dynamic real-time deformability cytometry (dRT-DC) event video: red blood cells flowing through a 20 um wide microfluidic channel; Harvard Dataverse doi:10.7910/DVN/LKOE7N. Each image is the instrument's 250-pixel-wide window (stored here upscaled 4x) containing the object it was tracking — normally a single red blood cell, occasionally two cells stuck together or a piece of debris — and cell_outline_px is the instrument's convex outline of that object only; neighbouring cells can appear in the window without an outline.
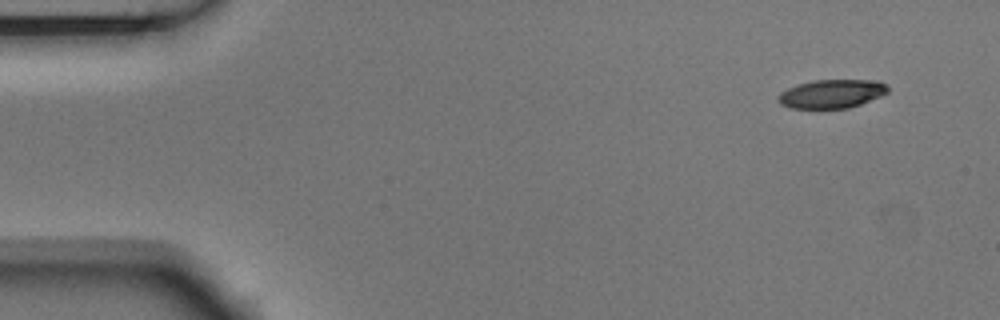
{"species": "Egyptian fruit bat (a non-hibernating species)", "species_latin": "Rousettus aegyptiacus", "temperature_condition": "room temperature", "stored_images_in_passage": 5, "camera_frame_rate_fps": 3000, "um_per_image_px": 0.085, "animal": {"sex": "male"}, "frame": {"image": 1, "passage_image": 1, "time_ms": 0.0, "image_size_px": [1000, 320], "cell_outline_px": [[888, 92], [880, 96], [860, 104], [848, 108], [788, 108], [780, 104], [776, 100], [776, 96], [780, 92], [788, 88], [812, 80], [880, 80], [888, 84]], "centroid_in_image_um": [70.68, 7.97], "position_along_channel_um": 14.3, "area_um2": 18.44}}
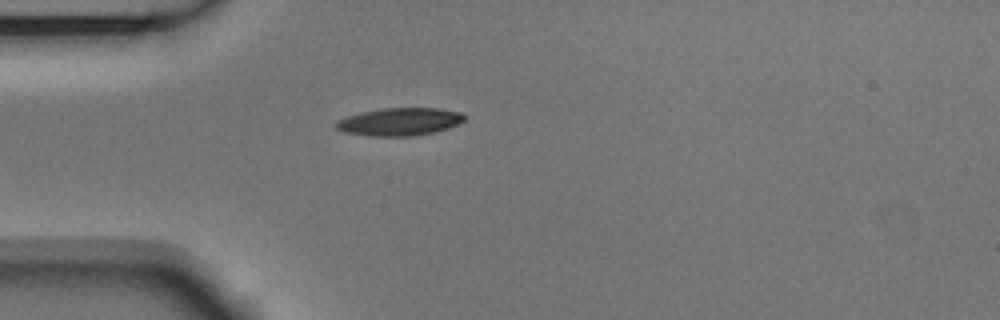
{"frame": {"image": 2, "passage_image": 4, "time_ms": 1.0, "image_size_px": [1000, 320], "cell_outline_px": [[468, 116], [464, 120], [448, 128], [432, 132], [412, 136], [368, 136], [344, 132], [336, 128], [332, 124], [336, 120], [360, 112], [380, 108], [440, 108], [460, 112]], "centroid_in_image_um": [33.92, 10.34], "position_along_channel_um": 51.1, "area_um2": 20.92}}